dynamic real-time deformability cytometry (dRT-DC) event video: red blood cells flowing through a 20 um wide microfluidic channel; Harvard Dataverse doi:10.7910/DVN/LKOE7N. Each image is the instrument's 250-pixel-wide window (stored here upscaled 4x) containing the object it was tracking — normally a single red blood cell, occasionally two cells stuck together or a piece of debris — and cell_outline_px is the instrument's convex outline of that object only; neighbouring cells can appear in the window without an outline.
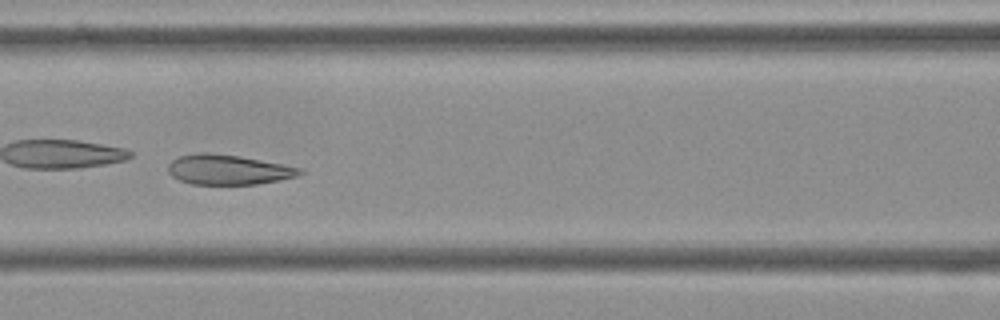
{"species": "Egyptian fruit bat (a non-hibernating species)", "species_latin": "Rousettus aegyptiacus", "temperature_condition": "cold", "stored_images_in_passage": 11, "camera_frame_rate_fps": 3000, "um_per_image_px": 0.085, "frame": {"image": 1, "passage_image": 7, "time_ms": 2.0, "image_size_px": [1000, 320], "cell_outline_px": [[304, 172], [296, 176], [256, 184], [192, 184], [180, 180], [172, 176], [168, 172], [168, 164], [176, 156], [200, 152], [208, 152], [240, 156], [304, 168]], "centroid_in_image_um": [19.37, 14.4], "position_along_channel_um": 147.2, "area_um2": 23.0}}
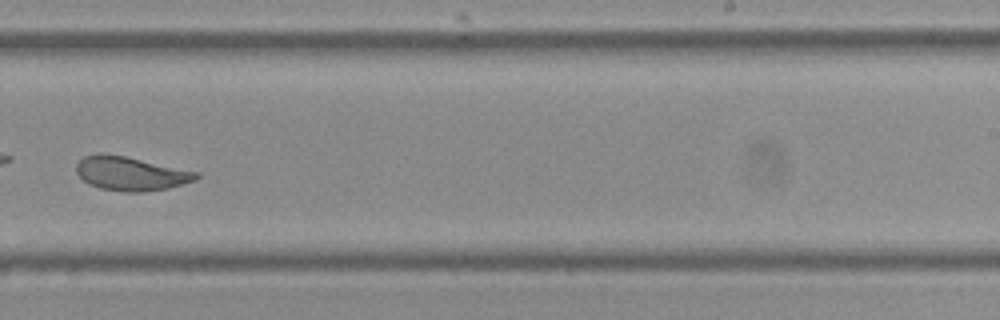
{"frame": {"image": 2, "passage_image": 10, "time_ms": 3.0, "image_size_px": [1000, 320], "cell_outline_px": [[200, 176], [196, 180], [168, 188], [144, 192], [124, 192], [100, 188], [88, 184], [76, 172], [76, 164], [84, 156], [100, 152], [104, 152], [124, 156], [200, 172]], "centroid_in_image_um": [11.11, 14.75], "position_along_channel_um": 277.9, "area_um2": 23.81}}
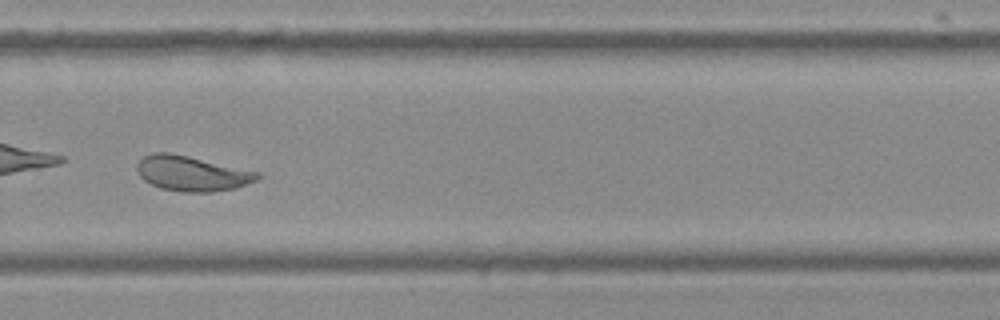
{"frame": {"image": 3, "passage_image": 11, "time_ms": 3.333, "image_size_px": [1000, 320], "cell_outline_px": [[260, 180], [236, 188], [212, 192], [184, 192], [160, 188], [144, 180], [140, 176], [136, 168], [136, 164], [144, 156], [152, 152], [168, 152], [188, 156], [260, 172]], "centroid_in_image_um": [16.33, 14.75], "position_along_channel_um": 313.5, "area_um2": 24.74}}